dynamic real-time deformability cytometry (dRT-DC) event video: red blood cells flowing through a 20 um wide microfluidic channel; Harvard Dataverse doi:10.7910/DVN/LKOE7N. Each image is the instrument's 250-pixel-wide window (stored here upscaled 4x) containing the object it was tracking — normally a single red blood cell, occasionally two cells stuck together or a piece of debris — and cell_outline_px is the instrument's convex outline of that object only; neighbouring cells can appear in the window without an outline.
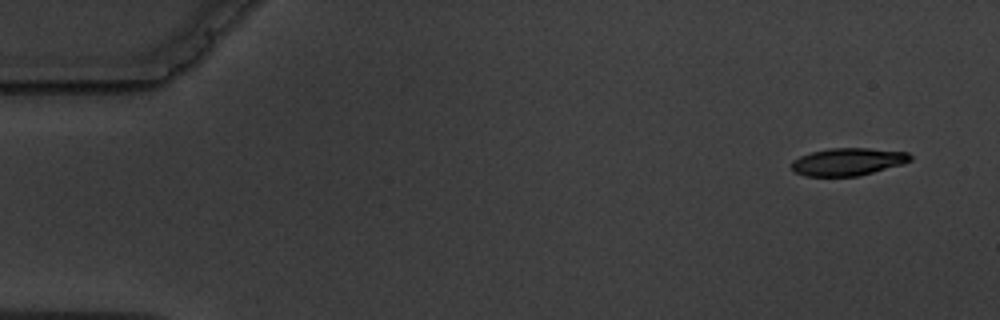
{"species": "common noctule bat (a hibernating species)", "species_latin": "Nyctalus noctula", "temperature_condition": "warm", "stored_images_in_passage": 6, "camera_frame_rate_fps": 3000, "um_per_image_px": 0.085, "animal": {"sex": "male", "body_mass_g": 19.5, "forearm_length_mm": 54.6}, "frame": {"image": 1, "passage_image": 1, "time_ms": 0.0, "image_size_px": [1000, 320], "cell_outline_px": [[912, 160], [904, 164], [856, 176], [804, 176], [796, 172], [792, 168], [792, 160], [800, 156], [812, 152], [832, 148], [868, 148], [908, 152], [912, 156]], "centroid_in_image_um": [72.1, 13.74], "position_along_channel_um": 12.9, "area_um2": 18.96}}
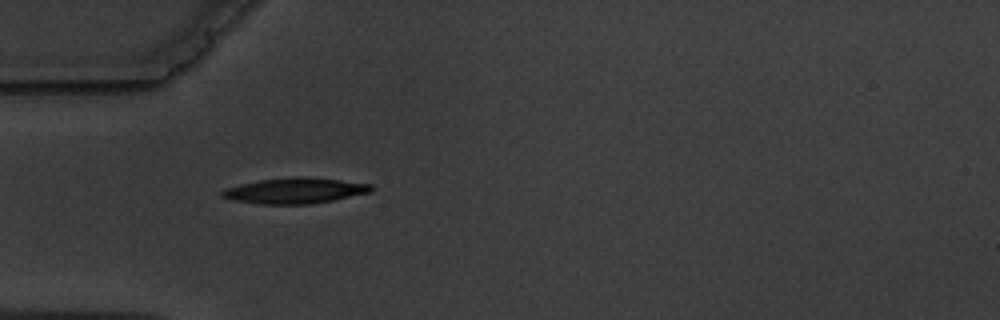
{"frame": {"image": 2, "passage_image": 5, "time_ms": 4.667, "image_size_px": [1000, 320], "cell_outline_px": [[376, 188], [372, 192], [312, 204], [260, 204], [232, 200], [220, 196], [220, 192], [224, 188], [240, 184], [260, 180], [296, 176], [304, 176], [340, 180], [372, 184]], "centroid_in_image_um": [25.08, 16.2], "position_along_channel_um": 59.9, "area_um2": 22.48}}
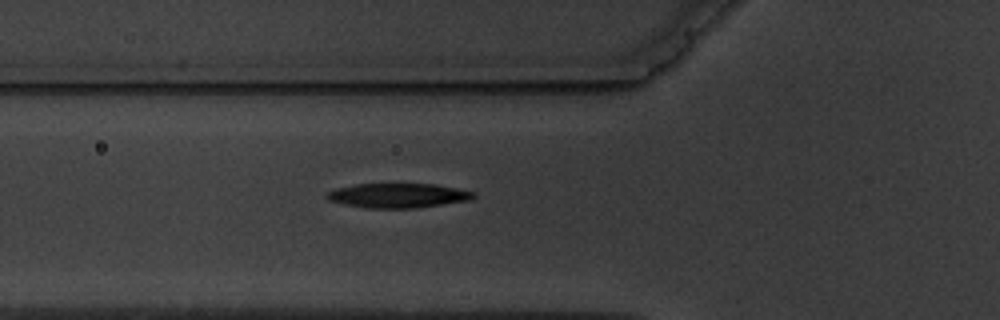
{"frame": {"image": 3, "passage_image": 6, "time_ms": 5.667, "image_size_px": [1000, 320], "cell_outline_px": [[476, 196], [468, 200], [416, 208], [368, 208], [344, 204], [328, 200], [324, 196], [328, 192], [336, 188], [356, 184], [436, 184], [476, 192]], "centroid_in_image_um": [33.81, 16.62], "position_along_channel_um": 92.0, "area_um2": 20.87}}